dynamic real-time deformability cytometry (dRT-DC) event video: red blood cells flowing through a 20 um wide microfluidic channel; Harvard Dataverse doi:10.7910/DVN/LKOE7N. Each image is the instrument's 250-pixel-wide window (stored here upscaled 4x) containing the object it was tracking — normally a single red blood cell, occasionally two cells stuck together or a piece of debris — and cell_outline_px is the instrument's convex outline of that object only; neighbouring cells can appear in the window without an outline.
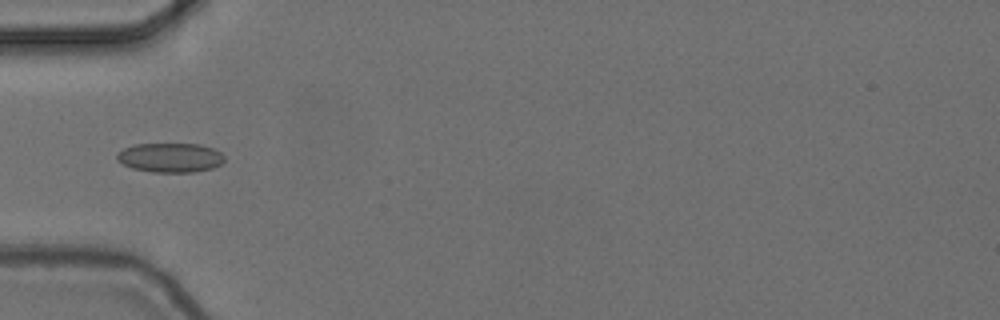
{"species": "common noctule bat (a hibernating species)", "species_latin": "Nyctalus noctula", "temperature_condition": "cold", "stored_images_in_passage": 6, "camera_frame_rate_fps": 3000, "um_per_image_px": 0.085, "animal": {"sex": "female", "body_mass_g": 24.6, "forearm_length_mm": 56.2}, "frame": {"image": 1, "passage_image": 5, "time_ms": 1.333, "image_size_px": [1000, 320], "cell_outline_px": [[224, 160], [220, 164], [212, 168], [192, 172], [152, 172], [132, 168], [116, 160], [116, 152], [124, 148], [136, 144], [200, 144], [212, 148], [220, 152], [224, 156]], "centroid_in_image_um": [14.44, 13.39], "position_along_channel_um": 70.6, "area_um2": 18.38}}
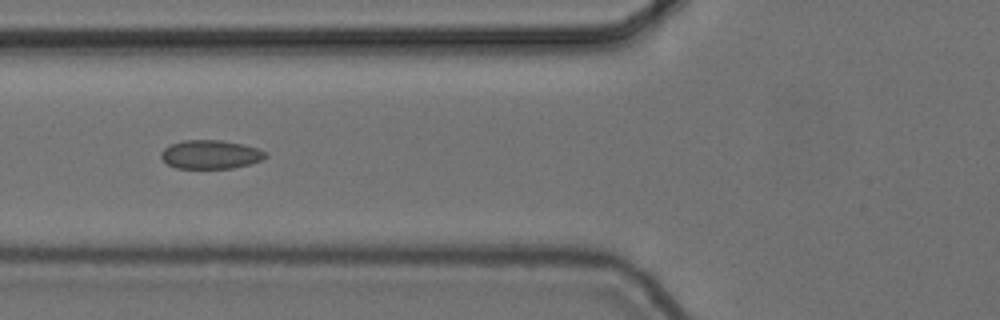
{"frame": {"image": 2, "passage_image": 6, "time_ms": 1.667, "image_size_px": [1000, 320], "cell_outline_px": [[268, 156], [252, 164], [232, 168], [176, 168], [168, 164], [160, 156], [160, 152], [168, 144], [184, 140], [220, 140], [244, 144], [268, 152]], "centroid_in_image_um": [17.9, 13.12], "position_along_channel_um": 107.9, "area_um2": 17.63}}